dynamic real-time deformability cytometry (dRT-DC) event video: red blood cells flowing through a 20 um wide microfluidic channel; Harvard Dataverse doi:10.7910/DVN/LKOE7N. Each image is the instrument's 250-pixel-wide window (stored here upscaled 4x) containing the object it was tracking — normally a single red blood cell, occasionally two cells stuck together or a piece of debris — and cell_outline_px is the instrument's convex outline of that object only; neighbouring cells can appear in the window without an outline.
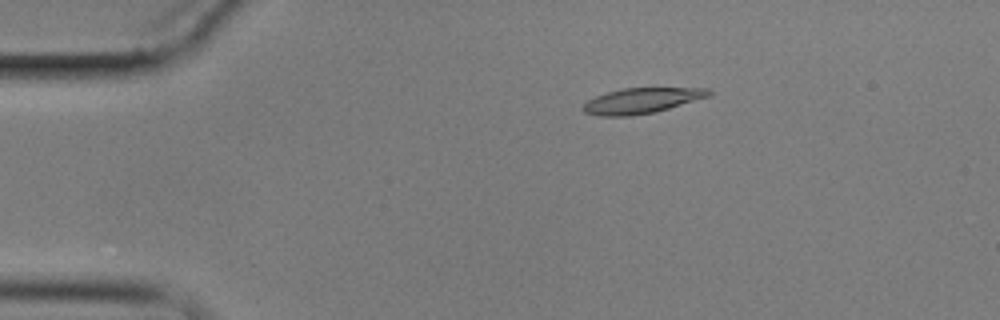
{"species": "common noctule bat (a hibernating species)", "species_latin": "Nyctalus noctula", "temperature_condition": "cold", "stored_images_in_passage": 4, "camera_frame_rate_fps": 3000, "um_per_image_px": 0.085, "animal": {"sex": "male", "body_mass_g": 17.9}, "frame": {"image": 1, "passage_image": 2, "time_ms": 1.333, "image_size_px": [1000, 320], "cell_outline_px": [[712, 96], [656, 112], [628, 116], [600, 116], [584, 112], [580, 108], [588, 100], [596, 96], [608, 92], [624, 88], [708, 88], [712, 92]], "centroid_in_image_um": [54.57, 8.56], "position_along_channel_um": 30.4, "area_um2": 18.73}}